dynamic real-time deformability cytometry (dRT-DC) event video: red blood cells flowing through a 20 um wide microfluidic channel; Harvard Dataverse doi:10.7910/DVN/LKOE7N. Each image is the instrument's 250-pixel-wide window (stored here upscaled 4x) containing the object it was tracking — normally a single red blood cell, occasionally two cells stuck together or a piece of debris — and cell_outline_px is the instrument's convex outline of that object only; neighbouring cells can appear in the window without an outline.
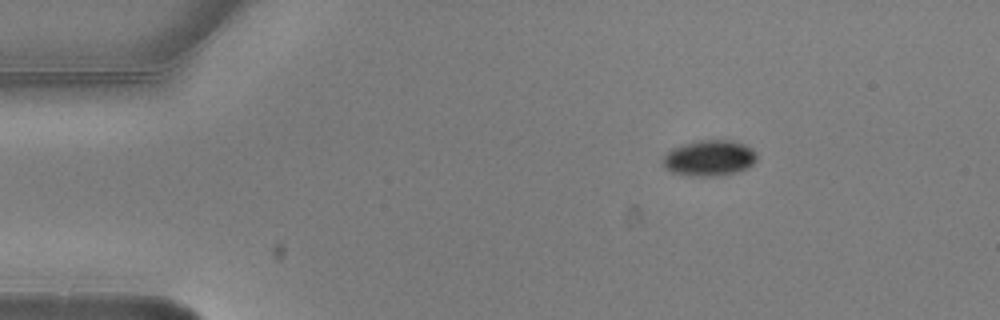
{"species": "common noctule bat (a hibernating species)", "species_latin": "Nyctalus noctula", "temperature_condition": "warm", "stored_images_in_passage": 3, "camera_frame_rate_fps": 3000, "um_per_image_px": 0.085, "animal": {"sex": "male", "body_mass_g": 20.5, "forearm_length_mm": 52.5}, "frame": {"image": 1, "passage_image": 1, "time_ms": 0.0, "image_size_px": [1000, 320], "cell_outline_px": [[756, 160], [748, 168], [736, 172], [720, 176], [688, 176], [672, 172], [664, 168], [664, 156], [672, 148], [696, 140], [732, 140], [744, 144], [752, 148], [756, 152]], "centroid_in_image_um": [60.31, 13.44], "position_along_channel_um": 24.7, "area_um2": 19.71}}